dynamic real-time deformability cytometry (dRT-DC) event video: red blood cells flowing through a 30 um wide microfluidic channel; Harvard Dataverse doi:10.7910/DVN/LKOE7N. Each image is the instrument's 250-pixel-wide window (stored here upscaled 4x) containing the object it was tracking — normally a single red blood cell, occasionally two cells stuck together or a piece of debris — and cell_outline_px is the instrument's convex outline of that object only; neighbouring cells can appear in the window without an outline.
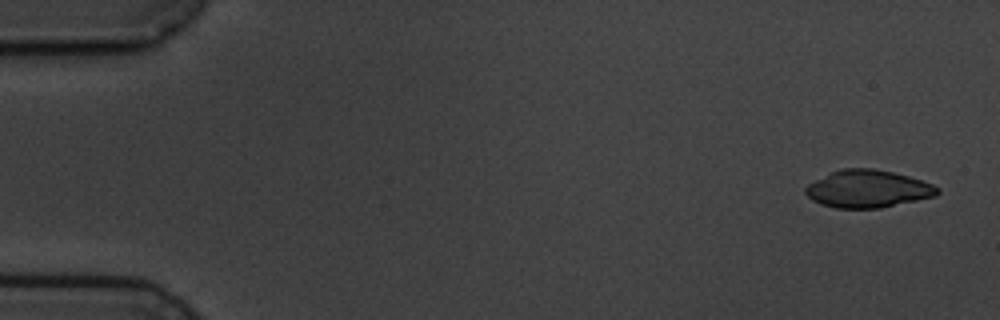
{"species": "common noctule bat (a hibernating species)", "species_latin": "Nyctalus noctula", "temperature_condition": "cold", "stored_images_in_passage": 5, "camera_frame_rate_fps": 3000, "um_per_image_px": 0.085, "animal": {"sex": "male", "body_mass_g": 19.5, "forearm_length_mm": 54.6}, "frame": {"image": 1, "passage_image": 1, "time_ms": 0.0, "image_size_px": [1000, 320], "cell_outline_px": [[940, 192], [936, 196], [880, 208], [836, 208], [820, 204], [812, 200], [804, 192], [804, 188], [808, 184], [840, 168], [872, 168], [892, 172], [908, 176], [932, 184], [940, 188]], "centroid_in_image_um": [73.76, 16.06], "position_along_channel_um": 11.2, "area_um2": 28.73}}